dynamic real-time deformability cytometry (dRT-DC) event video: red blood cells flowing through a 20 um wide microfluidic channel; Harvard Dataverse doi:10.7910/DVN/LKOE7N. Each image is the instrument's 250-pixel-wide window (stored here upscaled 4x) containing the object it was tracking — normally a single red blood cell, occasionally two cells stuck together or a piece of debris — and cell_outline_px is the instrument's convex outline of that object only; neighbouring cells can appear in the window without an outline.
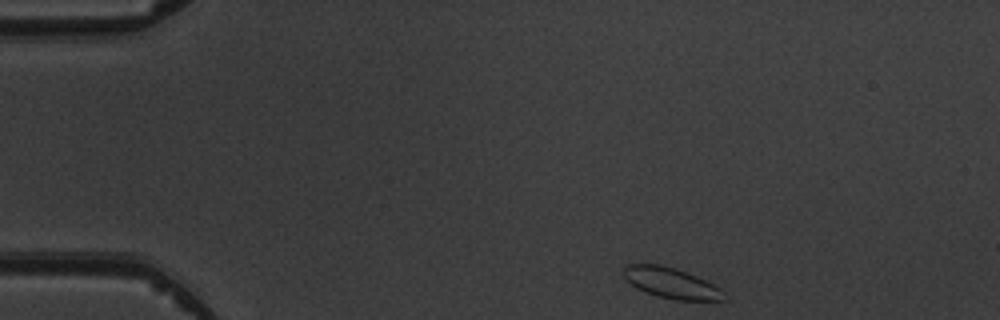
{"species": "common noctule bat (a hibernating species)", "species_latin": "Nyctalus noctula", "temperature_condition": "warm", "stored_images_in_passage": 3, "camera_frame_rate_fps": 3000, "um_per_image_px": 0.085, "animal": {"sex": "male", "body_mass_g": 19.5, "forearm_length_mm": 54.6}, "frame": {"image": 1, "passage_image": 1, "time_ms": 0.0, "image_size_px": [1000, 320], "cell_outline_px": [[724, 300], [672, 300], [656, 296], [644, 292], [636, 288], [624, 276], [624, 268], [628, 264], [660, 264], [676, 268], [688, 272], [720, 288]], "centroid_in_image_um": [57.01, 24.05], "position_along_channel_um": 28.0, "area_um2": 17.74}}